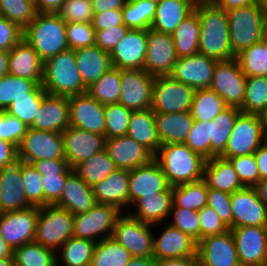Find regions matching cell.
<instances>
[{
  "label": "cell",
  "mask_w": 267,
  "mask_h": 266,
  "mask_svg": "<svg viewBox=\"0 0 267 266\" xmlns=\"http://www.w3.org/2000/svg\"><path fill=\"white\" fill-rule=\"evenodd\" d=\"M70 126L69 99L46 94L30 128L62 133Z\"/></svg>",
  "instance_id": "cell-27"
},
{
  "label": "cell",
  "mask_w": 267,
  "mask_h": 266,
  "mask_svg": "<svg viewBox=\"0 0 267 266\" xmlns=\"http://www.w3.org/2000/svg\"><path fill=\"white\" fill-rule=\"evenodd\" d=\"M74 215L56 205L39 207L34 241L57 251L73 237Z\"/></svg>",
  "instance_id": "cell-6"
},
{
  "label": "cell",
  "mask_w": 267,
  "mask_h": 266,
  "mask_svg": "<svg viewBox=\"0 0 267 266\" xmlns=\"http://www.w3.org/2000/svg\"><path fill=\"white\" fill-rule=\"evenodd\" d=\"M262 145L267 147V127H263Z\"/></svg>",
  "instance_id": "cell-79"
},
{
  "label": "cell",
  "mask_w": 267,
  "mask_h": 266,
  "mask_svg": "<svg viewBox=\"0 0 267 266\" xmlns=\"http://www.w3.org/2000/svg\"><path fill=\"white\" fill-rule=\"evenodd\" d=\"M147 50V30L129 29L110 53L113 68L143 69Z\"/></svg>",
  "instance_id": "cell-26"
},
{
  "label": "cell",
  "mask_w": 267,
  "mask_h": 266,
  "mask_svg": "<svg viewBox=\"0 0 267 266\" xmlns=\"http://www.w3.org/2000/svg\"><path fill=\"white\" fill-rule=\"evenodd\" d=\"M72 169L88 186L93 187L110 176L117 170V167L107 152L103 150L93 155L90 159L78 163Z\"/></svg>",
  "instance_id": "cell-42"
},
{
  "label": "cell",
  "mask_w": 267,
  "mask_h": 266,
  "mask_svg": "<svg viewBox=\"0 0 267 266\" xmlns=\"http://www.w3.org/2000/svg\"><path fill=\"white\" fill-rule=\"evenodd\" d=\"M123 24L122 9L95 13L92 19V26L95 31L114 28L115 26Z\"/></svg>",
  "instance_id": "cell-65"
},
{
  "label": "cell",
  "mask_w": 267,
  "mask_h": 266,
  "mask_svg": "<svg viewBox=\"0 0 267 266\" xmlns=\"http://www.w3.org/2000/svg\"><path fill=\"white\" fill-rule=\"evenodd\" d=\"M217 60L200 53L178 58L170 76L194 90L209 88Z\"/></svg>",
  "instance_id": "cell-23"
},
{
  "label": "cell",
  "mask_w": 267,
  "mask_h": 266,
  "mask_svg": "<svg viewBox=\"0 0 267 266\" xmlns=\"http://www.w3.org/2000/svg\"><path fill=\"white\" fill-rule=\"evenodd\" d=\"M0 266H14L13 259H0Z\"/></svg>",
  "instance_id": "cell-78"
},
{
  "label": "cell",
  "mask_w": 267,
  "mask_h": 266,
  "mask_svg": "<svg viewBox=\"0 0 267 266\" xmlns=\"http://www.w3.org/2000/svg\"><path fill=\"white\" fill-rule=\"evenodd\" d=\"M96 203L92 187L72 171L67 176L60 199L54 205L68 210L72 215H77L87 212Z\"/></svg>",
  "instance_id": "cell-31"
},
{
  "label": "cell",
  "mask_w": 267,
  "mask_h": 266,
  "mask_svg": "<svg viewBox=\"0 0 267 266\" xmlns=\"http://www.w3.org/2000/svg\"><path fill=\"white\" fill-rule=\"evenodd\" d=\"M24 190L28 202L32 206H44V191L42 185V175L37 171L33 164L23 163L21 167Z\"/></svg>",
  "instance_id": "cell-53"
},
{
  "label": "cell",
  "mask_w": 267,
  "mask_h": 266,
  "mask_svg": "<svg viewBox=\"0 0 267 266\" xmlns=\"http://www.w3.org/2000/svg\"><path fill=\"white\" fill-rule=\"evenodd\" d=\"M177 59L172 36L148 29L143 70L155 77L170 75Z\"/></svg>",
  "instance_id": "cell-16"
},
{
  "label": "cell",
  "mask_w": 267,
  "mask_h": 266,
  "mask_svg": "<svg viewBox=\"0 0 267 266\" xmlns=\"http://www.w3.org/2000/svg\"><path fill=\"white\" fill-rule=\"evenodd\" d=\"M128 30L129 28L123 24L114 28L96 31L95 46L111 53L120 40L125 37Z\"/></svg>",
  "instance_id": "cell-63"
},
{
  "label": "cell",
  "mask_w": 267,
  "mask_h": 266,
  "mask_svg": "<svg viewBox=\"0 0 267 266\" xmlns=\"http://www.w3.org/2000/svg\"><path fill=\"white\" fill-rule=\"evenodd\" d=\"M265 13L266 10L257 1L249 6L227 11L230 44L235 55L261 42Z\"/></svg>",
  "instance_id": "cell-5"
},
{
  "label": "cell",
  "mask_w": 267,
  "mask_h": 266,
  "mask_svg": "<svg viewBox=\"0 0 267 266\" xmlns=\"http://www.w3.org/2000/svg\"><path fill=\"white\" fill-rule=\"evenodd\" d=\"M267 107V77L246 78L244 103L241 112L259 115Z\"/></svg>",
  "instance_id": "cell-50"
},
{
  "label": "cell",
  "mask_w": 267,
  "mask_h": 266,
  "mask_svg": "<svg viewBox=\"0 0 267 266\" xmlns=\"http://www.w3.org/2000/svg\"><path fill=\"white\" fill-rule=\"evenodd\" d=\"M227 159L245 187H253L259 181L258 165L254 153Z\"/></svg>",
  "instance_id": "cell-59"
},
{
  "label": "cell",
  "mask_w": 267,
  "mask_h": 266,
  "mask_svg": "<svg viewBox=\"0 0 267 266\" xmlns=\"http://www.w3.org/2000/svg\"><path fill=\"white\" fill-rule=\"evenodd\" d=\"M9 51L0 49V78L8 74Z\"/></svg>",
  "instance_id": "cell-74"
},
{
  "label": "cell",
  "mask_w": 267,
  "mask_h": 266,
  "mask_svg": "<svg viewBox=\"0 0 267 266\" xmlns=\"http://www.w3.org/2000/svg\"><path fill=\"white\" fill-rule=\"evenodd\" d=\"M66 35L69 49L95 46L96 31L92 23L69 22L66 25Z\"/></svg>",
  "instance_id": "cell-57"
},
{
  "label": "cell",
  "mask_w": 267,
  "mask_h": 266,
  "mask_svg": "<svg viewBox=\"0 0 267 266\" xmlns=\"http://www.w3.org/2000/svg\"><path fill=\"white\" fill-rule=\"evenodd\" d=\"M126 135L144 145L154 155L162 145L157 135L155 113L151 108L133 111Z\"/></svg>",
  "instance_id": "cell-37"
},
{
  "label": "cell",
  "mask_w": 267,
  "mask_h": 266,
  "mask_svg": "<svg viewBox=\"0 0 267 266\" xmlns=\"http://www.w3.org/2000/svg\"><path fill=\"white\" fill-rule=\"evenodd\" d=\"M104 150L117 169L130 171L154 159V154L148 148L127 135L106 139Z\"/></svg>",
  "instance_id": "cell-25"
},
{
  "label": "cell",
  "mask_w": 267,
  "mask_h": 266,
  "mask_svg": "<svg viewBox=\"0 0 267 266\" xmlns=\"http://www.w3.org/2000/svg\"><path fill=\"white\" fill-rule=\"evenodd\" d=\"M33 166L42 175L44 206L54 205L60 199L67 176L73 169L66 159L36 161Z\"/></svg>",
  "instance_id": "cell-28"
},
{
  "label": "cell",
  "mask_w": 267,
  "mask_h": 266,
  "mask_svg": "<svg viewBox=\"0 0 267 266\" xmlns=\"http://www.w3.org/2000/svg\"><path fill=\"white\" fill-rule=\"evenodd\" d=\"M208 187L205 181L199 180L172 187L173 205L199 211L207 206Z\"/></svg>",
  "instance_id": "cell-44"
},
{
  "label": "cell",
  "mask_w": 267,
  "mask_h": 266,
  "mask_svg": "<svg viewBox=\"0 0 267 266\" xmlns=\"http://www.w3.org/2000/svg\"><path fill=\"white\" fill-rule=\"evenodd\" d=\"M254 156L258 165L259 180L267 178V147L261 145L255 152Z\"/></svg>",
  "instance_id": "cell-69"
},
{
  "label": "cell",
  "mask_w": 267,
  "mask_h": 266,
  "mask_svg": "<svg viewBox=\"0 0 267 266\" xmlns=\"http://www.w3.org/2000/svg\"><path fill=\"white\" fill-rule=\"evenodd\" d=\"M246 78L236 58L217 61L209 88L224 100L227 107L241 109L245 97Z\"/></svg>",
  "instance_id": "cell-10"
},
{
  "label": "cell",
  "mask_w": 267,
  "mask_h": 266,
  "mask_svg": "<svg viewBox=\"0 0 267 266\" xmlns=\"http://www.w3.org/2000/svg\"><path fill=\"white\" fill-rule=\"evenodd\" d=\"M198 0H161L156 4L155 18L151 29L172 34L180 23L193 11Z\"/></svg>",
  "instance_id": "cell-33"
},
{
  "label": "cell",
  "mask_w": 267,
  "mask_h": 266,
  "mask_svg": "<svg viewBox=\"0 0 267 266\" xmlns=\"http://www.w3.org/2000/svg\"><path fill=\"white\" fill-rule=\"evenodd\" d=\"M263 127H267V107L259 114Z\"/></svg>",
  "instance_id": "cell-77"
},
{
  "label": "cell",
  "mask_w": 267,
  "mask_h": 266,
  "mask_svg": "<svg viewBox=\"0 0 267 266\" xmlns=\"http://www.w3.org/2000/svg\"><path fill=\"white\" fill-rule=\"evenodd\" d=\"M241 112L235 107H227L210 121V159L220 156L227 146L237 115Z\"/></svg>",
  "instance_id": "cell-40"
},
{
  "label": "cell",
  "mask_w": 267,
  "mask_h": 266,
  "mask_svg": "<svg viewBox=\"0 0 267 266\" xmlns=\"http://www.w3.org/2000/svg\"><path fill=\"white\" fill-rule=\"evenodd\" d=\"M198 266H241L231 230L197 243Z\"/></svg>",
  "instance_id": "cell-18"
},
{
  "label": "cell",
  "mask_w": 267,
  "mask_h": 266,
  "mask_svg": "<svg viewBox=\"0 0 267 266\" xmlns=\"http://www.w3.org/2000/svg\"><path fill=\"white\" fill-rule=\"evenodd\" d=\"M262 137L263 125L259 115L240 112L220 157L227 159L253 154L262 145Z\"/></svg>",
  "instance_id": "cell-12"
},
{
  "label": "cell",
  "mask_w": 267,
  "mask_h": 266,
  "mask_svg": "<svg viewBox=\"0 0 267 266\" xmlns=\"http://www.w3.org/2000/svg\"><path fill=\"white\" fill-rule=\"evenodd\" d=\"M126 213V214H125ZM154 225L144 223L126 212L116 220L112 238L122 245L132 257L153 256Z\"/></svg>",
  "instance_id": "cell-7"
},
{
  "label": "cell",
  "mask_w": 267,
  "mask_h": 266,
  "mask_svg": "<svg viewBox=\"0 0 267 266\" xmlns=\"http://www.w3.org/2000/svg\"><path fill=\"white\" fill-rule=\"evenodd\" d=\"M218 8L223 9L224 11H229L231 9L246 7L257 0H211Z\"/></svg>",
  "instance_id": "cell-71"
},
{
  "label": "cell",
  "mask_w": 267,
  "mask_h": 266,
  "mask_svg": "<svg viewBox=\"0 0 267 266\" xmlns=\"http://www.w3.org/2000/svg\"><path fill=\"white\" fill-rule=\"evenodd\" d=\"M194 10L201 27L199 53L217 61L235 58L230 44L227 12L211 0H198Z\"/></svg>",
  "instance_id": "cell-1"
},
{
  "label": "cell",
  "mask_w": 267,
  "mask_h": 266,
  "mask_svg": "<svg viewBox=\"0 0 267 266\" xmlns=\"http://www.w3.org/2000/svg\"><path fill=\"white\" fill-rule=\"evenodd\" d=\"M203 180L207 187L230 194L245 188L231 162L220 156L206 160Z\"/></svg>",
  "instance_id": "cell-35"
},
{
  "label": "cell",
  "mask_w": 267,
  "mask_h": 266,
  "mask_svg": "<svg viewBox=\"0 0 267 266\" xmlns=\"http://www.w3.org/2000/svg\"><path fill=\"white\" fill-rule=\"evenodd\" d=\"M155 266H198L197 257L156 260Z\"/></svg>",
  "instance_id": "cell-68"
},
{
  "label": "cell",
  "mask_w": 267,
  "mask_h": 266,
  "mask_svg": "<svg viewBox=\"0 0 267 266\" xmlns=\"http://www.w3.org/2000/svg\"><path fill=\"white\" fill-rule=\"evenodd\" d=\"M121 69L111 68L87 88V93L103 105L118 103Z\"/></svg>",
  "instance_id": "cell-46"
},
{
  "label": "cell",
  "mask_w": 267,
  "mask_h": 266,
  "mask_svg": "<svg viewBox=\"0 0 267 266\" xmlns=\"http://www.w3.org/2000/svg\"><path fill=\"white\" fill-rule=\"evenodd\" d=\"M159 191H172V187L155 159L130 170L129 209L137 199L143 196H156Z\"/></svg>",
  "instance_id": "cell-24"
},
{
  "label": "cell",
  "mask_w": 267,
  "mask_h": 266,
  "mask_svg": "<svg viewBox=\"0 0 267 266\" xmlns=\"http://www.w3.org/2000/svg\"><path fill=\"white\" fill-rule=\"evenodd\" d=\"M42 101L43 97H20L13 101L5 112L11 116L17 117L29 127L33 123L42 105Z\"/></svg>",
  "instance_id": "cell-58"
},
{
  "label": "cell",
  "mask_w": 267,
  "mask_h": 266,
  "mask_svg": "<svg viewBox=\"0 0 267 266\" xmlns=\"http://www.w3.org/2000/svg\"><path fill=\"white\" fill-rule=\"evenodd\" d=\"M199 215V241L207 236L225 233L229 228L221 221L218 214L209 206L198 211Z\"/></svg>",
  "instance_id": "cell-62"
},
{
  "label": "cell",
  "mask_w": 267,
  "mask_h": 266,
  "mask_svg": "<svg viewBox=\"0 0 267 266\" xmlns=\"http://www.w3.org/2000/svg\"><path fill=\"white\" fill-rule=\"evenodd\" d=\"M155 76L143 69H121V91L118 103L133 111L152 106Z\"/></svg>",
  "instance_id": "cell-13"
},
{
  "label": "cell",
  "mask_w": 267,
  "mask_h": 266,
  "mask_svg": "<svg viewBox=\"0 0 267 266\" xmlns=\"http://www.w3.org/2000/svg\"><path fill=\"white\" fill-rule=\"evenodd\" d=\"M122 213L115 206L96 203L87 212L74 215L73 237L89 239L96 243L109 238L116 220Z\"/></svg>",
  "instance_id": "cell-8"
},
{
  "label": "cell",
  "mask_w": 267,
  "mask_h": 266,
  "mask_svg": "<svg viewBox=\"0 0 267 266\" xmlns=\"http://www.w3.org/2000/svg\"><path fill=\"white\" fill-rule=\"evenodd\" d=\"M158 226L163 230L160 234H153V257L156 260L197 257V242L188 234L167 222L154 225V229Z\"/></svg>",
  "instance_id": "cell-19"
},
{
  "label": "cell",
  "mask_w": 267,
  "mask_h": 266,
  "mask_svg": "<svg viewBox=\"0 0 267 266\" xmlns=\"http://www.w3.org/2000/svg\"><path fill=\"white\" fill-rule=\"evenodd\" d=\"M227 108L224 100L211 88L195 90L190 108L194 121H212Z\"/></svg>",
  "instance_id": "cell-43"
},
{
  "label": "cell",
  "mask_w": 267,
  "mask_h": 266,
  "mask_svg": "<svg viewBox=\"0 0 267 266\" xmlns=\"http://www.w3.org/2000/svg\"><path fill=\"white\" fill-rule=\"evenodd\" d=\"M27 126L17 117L0 112V138L14 144L17 148L20 145Z\"/></svg>",
  "instance_id": "cell-60"
},
{
  "label": "cell",
  "mask_w": 267,
  "mask_h": 266,
  "mask_svg": "<svg viewBox=\"0 0 267 266\" xmlns=\"http://www.w3.org/2000/svg\"><path fill=\"white\" fill-rule=\"evenodd\" d=\"M57 14L64 22L92 23L91 0H64Z\"/></svg>",
  "instance_id": "cell-55"
},
{
  "label": "cell",
  "mask_w": 267,
  "mask_h": 266,
  "mask_svg": "<svg viewBox=\"0 0 267 266\" xmlns=\"http://www.w3.org/2000/svg\"><path fill=\"white\" fill-rule=\"evenodd\" d=\"M172 204V191H159L156 196L137 199L131 205V208L135 206V210L127 211L129 215L144 223L156 225L169 220Z\"/></svg>",
  "instance_id": "cell-32"
},
{
  "label": "cell",
  "mask_w": 267,
  "mask_h": 266,
  "mask_svg": "<svg viewBox=\"0 0 267 266\" xmlns=\"http://www.w3.org/2000/svg\"><path fill=\"white\" fill-rule=\"evenodd\" d=\"M105 113V139L126 135L133 110L120 103L104 105Z\"/></svg>",
  "instance_id": "cell-52"
},
{
  "label": "cell",
  "mask_w": 267,
  "mask_h": 266,
  "mask_svg": "<svg viewBox=\"0 0 267 266\" xmlns=\"http://www.w3.org/2000/svg\"><path fill=\"white\" fill-rule=\"evenodd\" d=\"M132 255L112 237L96 243L90 266H126Z\"/></svg>",
  "instance_id": "cell-48"
},
{
  "label": "cell",
  "mask_w": 267,
  "mask_h": 266,
  "mask_svg": "<svg viewBox=\"0 0 267 266\" xmlns=\"http://www.w3.org/2000/svg\"><path fill=\"white\" fill-rule=\"evenodd\" d=\"M38 211L39 207L30 206L0 214V234L13 250L34 241Z\"/></svg>",
  "instance_id": "cell-15"
},
{
  "label": "cell",
  "mask_w": 267,
  "mask_h": 266,
  "mask_svg": "<svg viewBox=\"0 0 267 266\" xmlns=\"http://www.w3.org/2000/svg\"><path fill=\"white\" fill-rule=\"evenodd\" d=\"M241 266H267V226L230 229Z\"/></svg>",
  "instance_id": "cell-14"
},
{
  "label": "cell",
  "mask_w": 267,
  "mask_h": 266,
  "mask_svg": "<svg viewBox=\"0 0 267 266\" xmlns=\"http://www.w3.org/2000/svg\"><path fill=\"white\" fill-rule=\"evenodd\" d=\"M128 0H91L93 13L122 9Z\"/></svg>",
  "instance_id": "cell-66"
},
{
  "label": "cell",
  "mask_w": 267,
  "mask_h": 266,
  "mask_svg": "<svg viewBox=\"0 0 267 266\" xmlns=\"http://www.w3.org/2000/svg\"><path fill=\"white\" fill-rule=\"evenodd\" d=\"M129 173V170L117 169L95 184L92 189L96 202L115 206L122 212L129 208Z\"/></svg>",
  "instance_id": "cell-29"
},
{
  "label": "cell",
  "mask_w": 267,
  "mask_h": 266,
  "mask_svg": "<svg viewBox=\"0 0 267 266\" xmlns=\"http://www.w3.org/2000/svg\"><path fill=\"white\" fill-rule=\"evenodd\" d=\"M261 41L267 45V11L265 13L262 25V39Z\"/></svg>",
  "instance_id": "cell-76"
},
{
  "label": "cell",
  "mask_w": 267,
  "mask_h": 266,
  "mask_svg": "<svg viewBox=\"0 0 267 266\" xmlns=\"http://www.w3.org/2000/svg\"><path fill=\"white\" fill-rule=\"evenodd\" d=\"M23 163L17 156L0 168V214L32 206L27 200L21 176Z\"/></svg>",
  "instance_id": "cell-17"
},
{
  "label": "cell",
  "mask_w": 267,
  "mask_h": 266,
  "mask_svg": "<svg viewBox=\"0 0 267 266\" xmlns=\"http://www.w3.org/2000/svg\"><path fill=\"white\" fill-rule=\"evenodd\" d=\"M62 138L65 159L71 168L105 149L104 135L75 127H67Z\"/></svg>",
  "instance_id": "cell-21"
},
{
  "label": "cell",
  "mask_w": 267,
  "mask_h": 266,
  "mask_svg": "<svg viewBox=\"0 0 267 266\" xmlns=\"http://www.w3.org/2000/svg\"><path fill=\"white\" fill-rule=\"evenodd\" d=\"M185 145L206 160H209L210 121H194L192 129L186 138Z\"/></svg>",
  "instance_id": "cell-56"
},
{
  "label": "cell",
  "mask_w": 267,
  "mask_h": 266,
  "mask_svg": "<svg viewBox=\"0 0 267 266\" xmlns=\"http://www.w3.org/2000/svg\"><path fill=\"white\" fill-rule=\"evenodd\" d=\"M154 159L171 187L203 179L206 159L185 144H162Z\"/></svg>",
  "instance_id": "cell-2"
},
{
  "label": "cell",
  "mask_w": 267,
  "mask_h": 266,
  "mask_svg": "<svg viewBox=\"0 0 267 266\" xmlns=\"http://www.w3.org/2000/svg\"><path fill=\"white\" fill-rule=\"evenodd\" d=\"M44 61L24 39L9 51L8 74L34 80L41 84Z\"/></svg>",
  "instance_id": "cell-30"
},
{
  "label": "cell",
  "mask_w": 267,
  "mask_h": 266,
  "mask_svg": "<svg viewBox=\"0 0 267 266\" xmlns=\"http://www.w3.org/2000/svg\"><path fill=\"white\" fill-rule=\"evenodd\" d=\"M75 58L87 88L112 68L110 53L97 46L76 49Z\"/></svg>",
  "instance_id": "cell-36"
},
{
  "label": "cell",
  "mask_w": 267,
  "mask_h": 266,
  "mask_svg": "<svg viewBox=\"0 0 267 266\" xmlns=\"http://www.w3.org/2000/svg\"><path fill=\"white\" fill-rule=\"evenodd\" d=\"M70 127L105 135L104 105L87 92L68 97Z\"/></svg>",
  "instance_id": "cell-20"
},
{
  "label": "cell",
  "mask_w": 267,
  "mask_h": 266,
  "mask_svg": "<svg viewBox=\"0 0 267 266\" xmlns=\"http://www.w3.org/2000/svg\"><path fill=\"white\" fill-rule=\"evenodd\" d=\"M195 90L170 75L156 76L153 84L151 109L154 113L190 111Z\"/></svg>",
  "instance_id": "cell-9"
},
{
  "label": "cell",
  "mask_w": 267,
  "mask_h": 266,
  "mask_svg": "<svg viewBox=\"0 0 267 266\" xmlns=\"http://www.w3.org/2000/svg\"><path fill=\"white\" fill-rule=\"evenodd\" d=\"M18 156L17 147L0 138V168Z\"/></svg>",
  "instance_id": "cell-67"
},
{
  "label": "cell",
  "mask_w": 267,
  "mask_h": 266,
  "mask_svg": "<svg viewBox=\"0 0 267 266\" xmlns=\"http://www.w3.org/2000/svg\"><path fill=\"white\" fill-rule=\"evenodd\" d=\"M47 92L34 80L7 74L0 78V112L20 97H44Z\"/></svg>",
  "instance_id": "cell-38"
},
{
  "label": "cell",
  "mask_w": 267,
  "mask_h": 266,
  "mask_svg": "<svg viewBox=\"0 0 267 266\" xmlns=\"http://www.w3.org/2000/svg\"><path fill=\"white\" fill-rule=\"evenodd\" d=\"M157 135L161 144H185L194 119L190 111L155 113Z\"/></svg>",
  "instance_id": "cell-34"
},
{
  "label": "cell",
  "mask_w": 267,
  "mask_h": 266,
  "mask_svg": "<svg viewBox=\"0 0 267 266\" xmlns=\"http://www.w3.org/2000/svg\"><path fill=\"white\" fill-rule=\"evenodd\" d=\"M257 2L267 11V0H257Z\"/></svg>",
  "instance_id": "cell-80"
},
{
  "label": "cell",
  "mask_w": 267,
  "mask_h": 266,
  "mask_svg": "<svg viewBox=\"0 0 267 266\" xmlns=\"http://www.w3.org/2000/svg\"><path fill=\"white\" fill-rule=\"evenodd\" d=\"M200 21L194 10L171 34L178 58L189 57L199 53Z\"/></svg>",
  "instance_id": "cell-39"
},
{
  "label": "cell",
  "mask_w": 267,
  "mask_h": 266,
  "mask_svg": "<svg viewBox=\"0 0 267 266\" xmlns=\"http://www.w3.org/2000/svg\"><path fill=\"white\" fill-rule=\"evenodd\" d=\"M207 206L213 208L221 221L232 228L231 194L208 187Z\"/></svg>",
  "instance_id": "cell-61"
},
{
  "label": "cell",
  "mask_w": 267,
  "mask_h": 266,
  "mask_svg": "<svg viewBox=\"0 0 267 266\" xmlns=\"http://www.w3.org/2000/svg\"><path fill=\"white\" fill-rule=\"evenodd\" d=\"M169 217H171V221L168 220V224L188 234L197 243L199 242L200 223L198 211L176 207L172 204Z\"/></svg>",
  "instance_id": "cell-54"
},
{
  "label": "cell",
  "mask_w": 267,
  "mask_h": 266,
  "mask_svg": "<svg viewBox=\"0 0 267 266\" xmlns=\"http://www.w3.org/2000/svg\"><path fill=\"white\" fill-rule=\"evenodd\" d=\"M18 156L25 163L65 159L62 133L28 127L18 146Z\"/></svg>",
  "instance_id": "cell-11"
},
{
  "label": "cell",
  "mask_w": 267,
  "mask_h": 266,
  "mask_svg": "<svg viewBox=\"0 0 267 266\" xmlns=\"http://www.w3.org/2000/svg\"><path fill=\"white\" fill-rule=\"evenodd\" d=\"M95 246L92 240L70 237L56 251L57 266H90Z\"/></svg>",
  "instance_id": "cell-41"
},
{
  "label": "cell",
  "mask_w": 267,
  "mask_h": 266,
  "mask_svg": "<svg viewBox=\"0 0 267 266\" xmlns=\"http://www.w3.org/2000/svg\"><path fill=\"white\" fill-rule=\"evenodd\" d=\"M156 259L153 256L150 257H133L126 266H155Z\"/></svg>",
  "instance_id": "cell-73"
},
{
  "label": "cell",
  "mask_w": 267,
  "mask_h": 266,
  "mask_svg": "<svg viewBox=\"0 0 267 266\" xmlns=\"http://www.w3.org/2000/svg\"><path fill=\"white\" fill-rule=\"evenodd\" d=\"M232 228L267 226V207L253 187H245L231 194Z\"/></svg>",
  "instance_id": "cell-22"
},
{
  "label": "cell",
  "mask_w": 267,
  "mask_h": 266,
  "mask_svg": "<svg viewBox=\"0 0 267 266\" xmlns=\"http://www.w3.org/2000/svg\"><path fill=\"white\" fill-rule=\"evenodd\" d=\"M66 25L67 23L57 13L38 12L33 21L24 29L23 39L45 61L69 49Z\"/></svg>",
  "instance_id": "cell-4"
},
{
  "label": "cell",
  "mask_w": 267,
  "mask_h": 266,
  "mask_svg": "<svg viewBox=\"0 0 267 266\" xmlns=\"http://www.w3.org/2000/svg\"><path fill=\"white\" fill-rule=\"evenodd\" d=\"M14 266H57L56 251L32 241L13 250Z\"/></svg>",
  "instance_id": "cell-45"
},
{
  "label": "cell",
  "mask_w": 267,
  "mask_h": 266,
  "mask_svg": "<svg viewBox=\"0 0 267 266\" xmlns=\"http://www.w3.org/2000/svg\"><path fill=\"white\" fill-rule=\"evenodd\" d=\"M235 58L247 77L267 75V45L262 41L241 50Z\"/></svg>",
  "instance_id": "cell-49"
},
{
  "label": "cell",
  "mask_w": 267,
  "mask_h": 266,
  "mask_svg": "<svg viewBox=\"0 0 267 266\" xmlns=\"http://www.w3.org/2000/svg\"><path fill=\"white\" fill-rule=\"evenodd\" d=\"M253 188L255 189L258 198L266 205L267 207V178L259 180Z\"/></svg>",
  "instance_id": "cell-72"
},
{
  "label": "cell",
  "mask_w": 267,
  "mask_h": 266,
  "mask_svg": "<svg viewBox=\"0 0 267 266\" xmlns=\"http://www.w3.org/2000/svg\"><path fill=\"white\" fill-rule=\"evenodd\" d=\"M156 3L128 0L122 8L123 23L129 29H150L155 18Z\"/></svg>",
  "instance_id": "cell-47"
},
{
  "label": "cell",
  "mask_w": 267,
  "mask_h": 266,
  "mask_svg": "<svg viewBox=\"0 0 267 266\" xmlns=\"http://www.w3.org/2000/svg\"><path fill=\"white\" fill-rule=\"evenodd\" d=\"M41 85L47 94L71 97L87 92L75 58L68 49L44 61Z\"/></svg>",
  "instance_id": "cell-3"
},
{
  "label": "cell",
  "mask_w": 267,
  "mask_h": 266,
  "mask_svg": "<svg viewBox=\"0 0 267 266\" xmlns=\"http://www.w3.org/2000/svg\"><path fill=\"white\" fill-rule=\"evenodd\" d=\"M24 30L0 15V49L10 51L23 39Z\"/></svg>",
  "instance_id": "cell-64"
},
{
  "label": "cell",
  "mask_w": 267,
  "mask_h": 266,
  "mask_svg": "<svg viewBox=\"0 0 267 266\" xmlns=\"http://www.w3.org/2000/svg\"><path fill=\"white\" fill-rule=\"evenodd\" d=\"M64 0H36L35 5L39 13H57Z\"/></svg>",
  "instance_id": "cell-70"
},
{
  "label": "cell",
  "mask_w": 267,
  "mask_h": 266,
  "mask_svg": "<svg viewBox=\"0 0 267 266\" xmlns=\"http://www.w3.org/2000/svg\"><path fill=\"white\" fill-rule=\"evenodd\" d=\"M37 9L32 0H0V15L25 29L36 17Z\"/></svg>",
  "instance_id": "cell-51"
},
{
  "label": "cell",
  "mask_w": 267,
  "mask_h": 266,
  "mask_svg": "<svg viewBox=\"0 0 267 266\" xmlns=\"http://www.w3.org/2000/svg\"><path fill=\"white\" fill-rule=\"evenodd\" d=\"M0 259H13V249L5 242L0 234Z\"/></svg>",
  "instance_id": "cell-75"
}]
</instances>
